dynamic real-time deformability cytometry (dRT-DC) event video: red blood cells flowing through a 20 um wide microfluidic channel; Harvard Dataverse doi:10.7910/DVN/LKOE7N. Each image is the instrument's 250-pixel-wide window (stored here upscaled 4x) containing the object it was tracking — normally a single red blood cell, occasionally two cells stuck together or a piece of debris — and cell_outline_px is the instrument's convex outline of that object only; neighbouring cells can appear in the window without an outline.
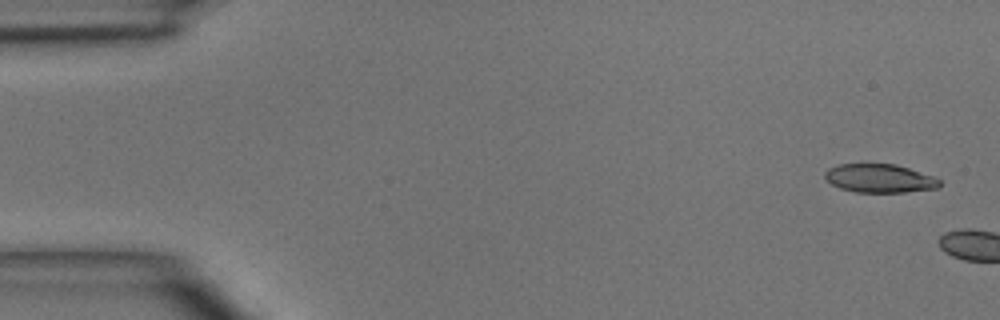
{"species": "common noctule bat (a hibernating species)", "species_latin": "Nyctalus noctula", "temperature_condition": "room temperature", "stored_images_in_passage": 6, "camera_frame_rate_fps": 3000, "um_per_image_px": 0.085, "animal": {"sex": "male", "body_mass_g": 15.6}, "frame": {"image": 1, "passage_image": 1, "time_ms": 0.0, "image_size_px": [1000, 320], "cell_outline_px": [[940, 188], [904, 192], [856, 192], [840, 188], [832, 184], [824, 176], [824, 172], [828, 168], [840, 164], [896, 164], [932, 176], [940, 180]], "centroid_in_image_um": [74.76, 15.16], "position_along_channel_um": 10.2, "area_um2": 18.96}}
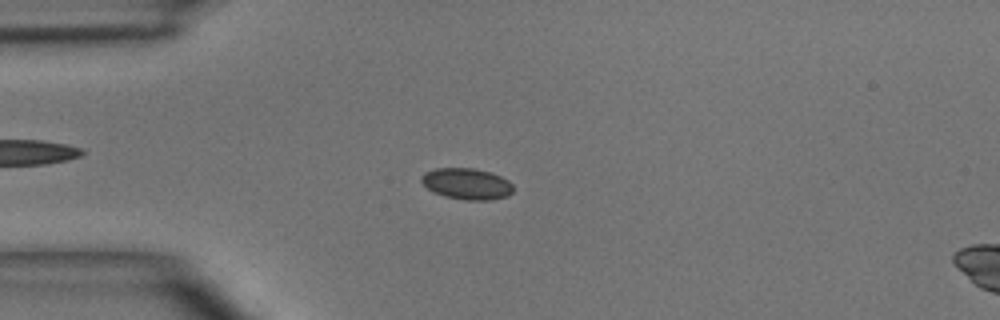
{"frame": {"image": 2, "passage_image": 5, "time_ms": 4.667, "image_size_px": [1000, 320], "cell_outline_px": [[512, 192], [508, 196], [492, 200], [464, 200], [444, 196], [432, 192], [420, 180], [420, 176], [424, 172], [436, 168], [472, 168], [492, 172], [508, 180], [512, 184]], "centroid_in_image_um": [39.67, 15.62], "position_along_channel_um": 45.3, "area_um2": 16.88}}